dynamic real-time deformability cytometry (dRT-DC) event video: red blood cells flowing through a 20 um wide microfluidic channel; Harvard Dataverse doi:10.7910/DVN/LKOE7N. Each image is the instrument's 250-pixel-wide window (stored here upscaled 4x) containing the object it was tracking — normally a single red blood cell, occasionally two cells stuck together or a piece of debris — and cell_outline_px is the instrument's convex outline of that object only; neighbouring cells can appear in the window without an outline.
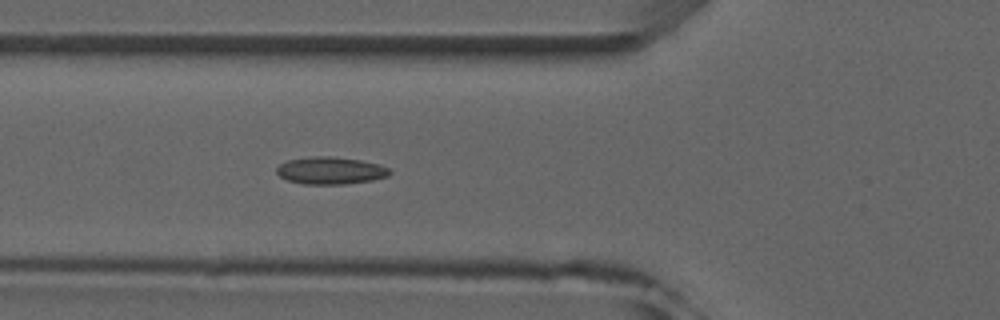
{"species": "common noctule bat (a hibernating species)", "species_latin": "Nyctalus noctula", "temperature_condition": "room temperature", "stored_images_in_passage": 6, "camera_frame_rate_fps": 3000, "um_per_image_px": 0.085, "animal": {"sex": "male", "forearm_length_mm": 52.5}, "frame": {"image": 1, "passage_image": 6, "time_ms": 5.667, "image_size_px": [1000, 320], "cell_outline_px": [[392, 172], [388, 176], [372, 180], [344, 184], [304, 184], [288, 180], [280, 176], [276, 172], [276, 168], [280, 164], [288, 160], [312, 156], [332, 156], [360, 160], [380, 164], [388, 168]], "centroid_in_image_um": [28.1, 14.49], "position_along_channel_um": 97.7, "area_um2": 17.98}}